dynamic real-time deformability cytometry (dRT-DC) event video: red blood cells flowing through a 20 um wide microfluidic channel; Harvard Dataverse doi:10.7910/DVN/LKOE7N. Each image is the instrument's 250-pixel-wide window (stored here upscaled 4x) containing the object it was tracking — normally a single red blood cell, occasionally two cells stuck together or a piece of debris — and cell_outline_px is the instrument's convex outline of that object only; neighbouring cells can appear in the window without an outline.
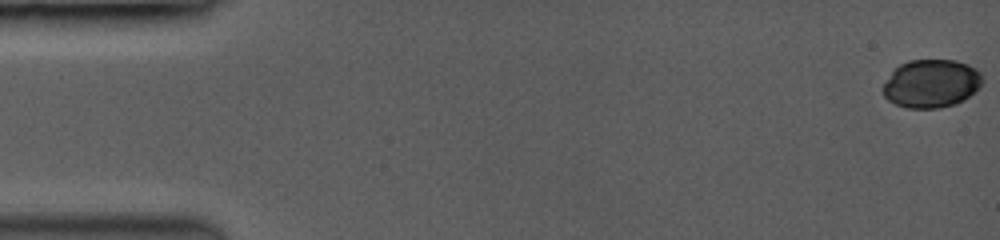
{"species": "common noctule bat (a hibernating species)", "species_latin": "Nyctalus noctula", "temperature_condition": "room temperature", "stored_images_in_passage": 56, "camera_frame_rate_fps": 3500, "um_per_image_px": 0.085, "animal": {"sex": "female", "body_mass_g": 19.0, "forearm_length_mm": 53.3}, "frame": {"image": 1, "passage_image": 1, "time_ms": 0.0, "image_size_px": [1000, 240], "cell_outline_px": [[984, 80], [980, 88], [976, 92], [964, 100], [956, 104], [940, 108], [908, 108], [896, 104], [888, 100], [884, 96], [884, 84], [892, 72], [900, 64], [912, 60], [956, 60], [968, 64], [976, 68], [984, 76]], "centroid_in_image_um": [79.23, 7.1], "position_along_channel_um": 5.8, "area_um2": 28.15}}
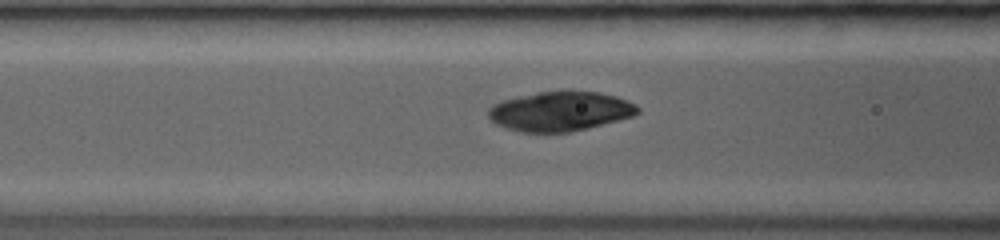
{"frame": {"image": 2, "passage_image": 24, "time_ms": 6.571, "image_size_px": [1000, 240], "cell_outline_px": [[640, 112], [632, 116], [588, 128], [572, 132], [520, 132], [496, 124], [488, 116], [488, 108], [504, 100], [540, 92], [596, 92], [612, 96], [624, 100], [640, 108]], "centroid_in_image_um": [47.59, 9.49], "position_along_channel_um": 119.0, "area_um2": 33.52}}
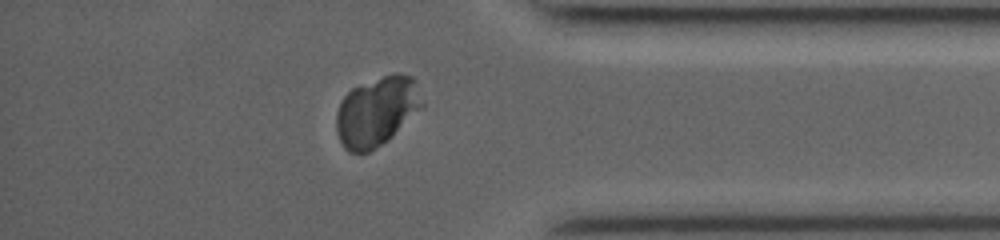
{"frame": {"image": 3, "passage_image": 49, "time_ms": 13.714, "image_size_px": [1000, 240], "cell_outline_px": [[424, 104], [388, 140], [368, 152], [348, 152], [344, 148], [336, 132], [336, 112], [344, 96], [352, 88], [392, 72], [396, 72], [412, 76], [416, 80], [424, 100]], "centroid_in_image_um": [32.03, 9.44], "position_along_channel_um": 403.2, "area_um2": 34.68}}